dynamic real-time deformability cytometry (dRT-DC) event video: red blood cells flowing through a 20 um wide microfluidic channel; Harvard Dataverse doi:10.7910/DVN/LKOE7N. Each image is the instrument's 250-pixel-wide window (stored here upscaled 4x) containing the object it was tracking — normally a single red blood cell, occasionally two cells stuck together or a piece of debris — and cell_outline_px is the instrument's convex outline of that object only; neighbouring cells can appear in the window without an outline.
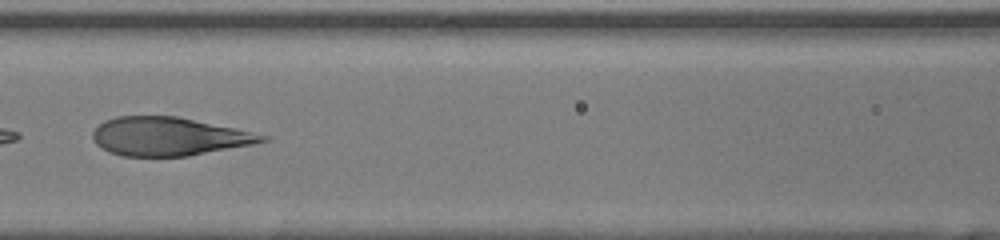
{"species": "human", "species_latin": "Homo sapiens", "temperature_condition": "room temperature", "stored_images_in_passage": 45, "camera_frame_rate_fps": 3000, "um_per_image_px": 0.085, "donor": {"sex": "female"}, "frame": {"image": 1, "passage_image": 23, "time_ms": 7.333, "image_size_px": [1000, 240], "cell_outline_px": [[272, 136], [268, 140], [252, 144], [188, 156], [124, 156], [108, 152], [96, 144], [92, 140], [92, 132], [104, 120], [116, 116], [176, 116], [236, 128]], "centroid_in_image_um": [14.33, 11.59], "position_along_channel_um": 152.3, "area_um2": 37.97}}
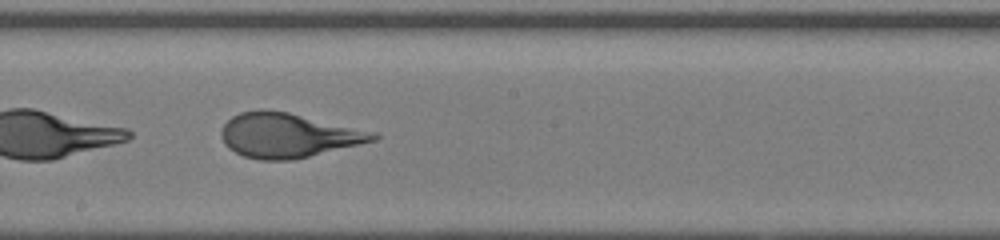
{"frame": {"image": 2, "passage_image": 28, "time_ms": 9.0, "image_size_px": [1000, 240], "cell_outline_px": [[380, 136], [376, 140], [292, 160], [260, 160], [244, 156], [228, 148], [224, 144], [220, 136], [220, 132], [224, 124], [232, 116], [240, 112], [260, 108], [264, 108], [288, 112], [380, 132]], "centroid_in_image_um": [24.49, 11.48], "position_along_channel_um": 223.7, "area_um2": 39.71}}
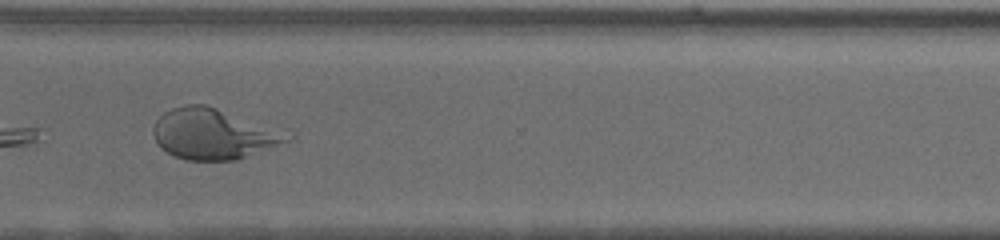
{"frame": {"image": 3, "passage_image": 37, "time_ms": 12.0, "image_size_px": [1000, 240], "cell_outline_px": [[296, 140], [236, 160], [184, 160], [172, 156], [160, 148], [152, 132], [152, 128], [156, 120], [164, 112], [172, 108], [184, 104], [204, 104], [288, 128]], "centroid_in_image_um": [18.29, 11.37], "position_along_channel_um": 352.3, "area_um2": 41.1}}